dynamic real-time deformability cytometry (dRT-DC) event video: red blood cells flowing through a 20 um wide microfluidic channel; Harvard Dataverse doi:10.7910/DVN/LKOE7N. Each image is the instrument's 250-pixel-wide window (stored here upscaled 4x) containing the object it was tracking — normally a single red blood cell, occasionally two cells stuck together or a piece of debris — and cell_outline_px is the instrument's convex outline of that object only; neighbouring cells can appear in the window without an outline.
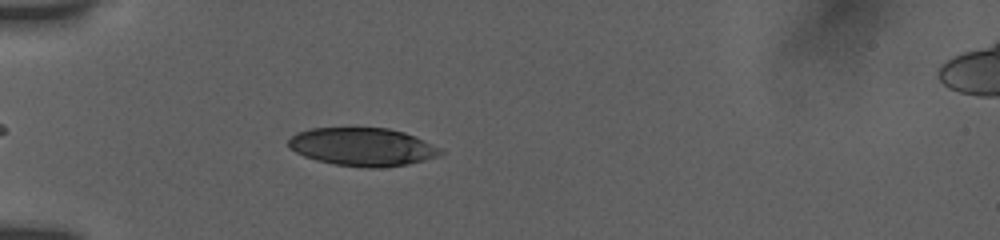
{"species": "human", "species_latin": "Homo sapiens", "temperature_condition": "room temperature", "stored_images_in_passage": 44, "camera_frame_rate_fps": 3000, "um_per_image_px": 0.085, "donor": {"sex": "female"}, "frame": {"image": 1, "passage_image": 7, "time_ms": 2.0, "image_size_px": [1000, 240], "cell_outline_px": [[444, 152], [436, 156], [424, 160], [408, 164], [380, 168], [368, 168], [332, 164], [316, 160], [304, 156], [288, 148], [288, 140], [296, 132], [308, 128], [388, 128], [404, 132], [416, 136], [440, 148]], "centroid_in_image_um": [30.78, 12.48], "position_along_channel_um": 54.2, "area_um2": 33.93}}
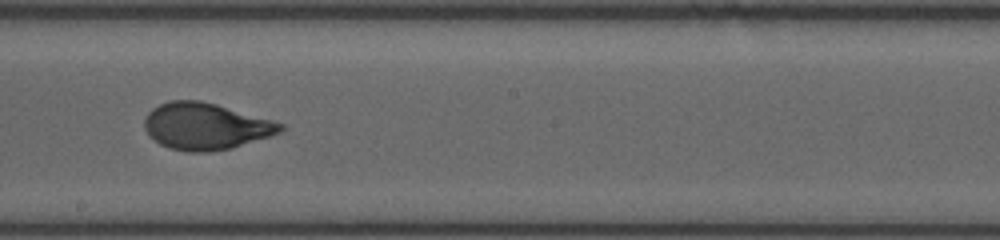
{"frame": {"image": 2, "passage_image": 24, "time_ms": 7.0, "image_size_px": [1000, 240], "cell_outline_px": [[284, 128], [280, 132], [272, 136], [232, 148], [208, 152], [188, 152], [168, 148], [160, 144], [148, 136], [144, 128], [144, 120], [148, 112], [152, 108], [168, 100], [200, 100], [216, 104], [284, 124]], "centroid_in_image_um": [17.44, 10.74], "position_along_channel_um": 230.8, "area_um2": 37.11}}
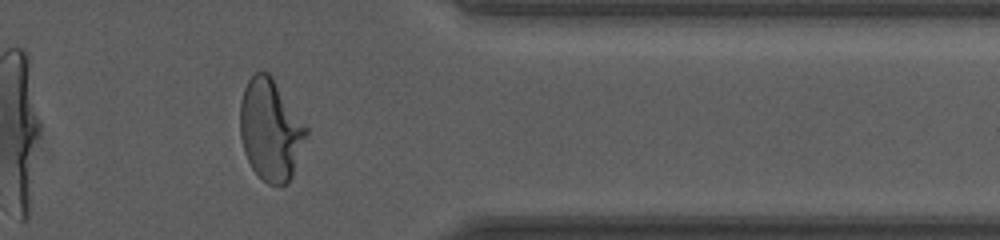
{"frame": {"image": 3, "passage_image": 39, "time_ms": 11.333, "image_size_px": [1000, 240], "cell_outline_px": [[308, 136], [292, 176], [284, 184], [268, 184], [252, 168], [244, 152], [240, 136], [240, 100], [244, 88], [248, 80], [256, 72], [268, 72], [272, 76], [308, 128]], "centroid_in_image_um": [23.0, 11.02], "position_along_channel_um": 388.4, "area_um2": 39.02}, "authors_computed_cell_mechanics": {"area_um2": 36.2695, "velocity_mm_per_s": 3.8623, "shape_relaxation_time_tau1_ms": 3.826, "shape_relaxation_time_tau2_ms": null, "deformation_change_tau1": 0.1904, "deformation_change_tau2": null}}